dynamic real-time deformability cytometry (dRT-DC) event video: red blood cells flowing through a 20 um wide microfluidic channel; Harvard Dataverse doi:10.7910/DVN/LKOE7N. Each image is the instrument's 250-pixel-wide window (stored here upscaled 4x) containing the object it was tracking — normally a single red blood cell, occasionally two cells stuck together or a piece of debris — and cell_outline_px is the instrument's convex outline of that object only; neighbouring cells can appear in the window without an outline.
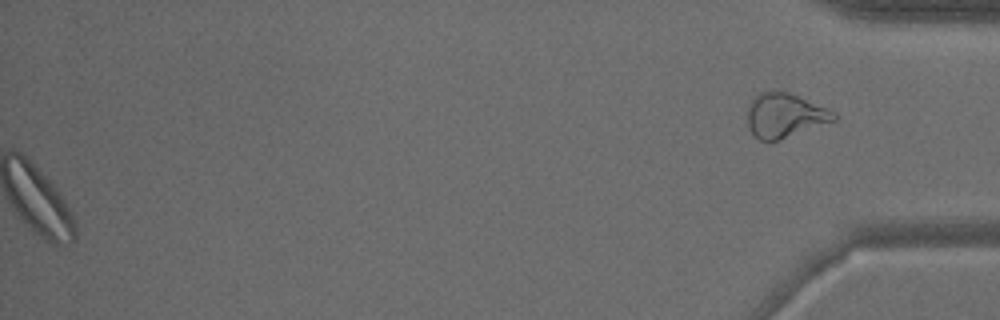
{"species": "common noctule bat (a hibernating species)", "species_latin": "Nyctalus noctula", "temperature_condition": "warm", "stored_images_in_passage": 48, "segment_of_instrument_passage": [2, 2], "camera_frame_rate_fps": 3000, "um_per_image_px": 0.085, "animal": {"sex": "male", "body_mass_g": 15.6}, "frame": {"image": 1, "passage_image": 48, "time_ms": 15.667, "image_size_px": [1000, 320], "cell_outline_px": [[836, 120], [780, 140], [760, 140], [752, 132], [748, 124], [748, 104], [760, 92], [788, 92], [800, 96], [828, 108], [836, 112]], "centroid_in_image_um": [66.74, 9.81], "position_along_channel_um": 368.5, "area_um2": 22.14}}